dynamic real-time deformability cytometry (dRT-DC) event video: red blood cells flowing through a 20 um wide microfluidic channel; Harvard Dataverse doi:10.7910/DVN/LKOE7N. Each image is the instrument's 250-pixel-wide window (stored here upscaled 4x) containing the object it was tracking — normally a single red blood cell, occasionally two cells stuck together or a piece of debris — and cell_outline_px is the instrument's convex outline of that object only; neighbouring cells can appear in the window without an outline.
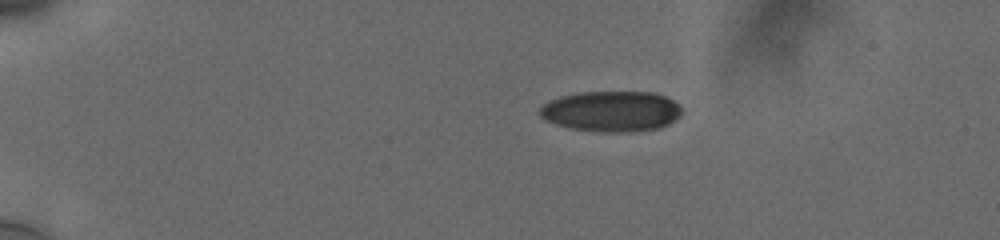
{"species": "human", "species_latin": "Homo sapiens", "temperature_condition": "cold", "stored_images_in_passage": 41, "camera_frame_rate_fps": 3000, "um_per_image_px": 0.085, "donor": {"sex": "male"}, "frame": {"image": 1, "passage_image": 1, "time_ms": 0.0, "image_size_px": [1000, 240], "cell_outline_px": [[680, 116], [668, 124], [660, 128], [636, 132], [600, 132], [568, 128], [544, 120], [536, 112], [544, 104], [560, 96], [576, 92], [652, 92], [664, 96], [680, 104]], "centroid_in_image_um": [51.94, 9.47], "position_along_channel_um": 33.1, "area_um2": 33.93}}
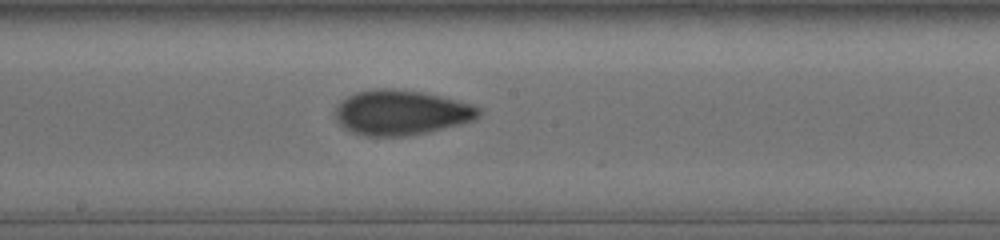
{"frame": {"image": 2, "passage_image": 20, "time_ms": 7.0, "image_size_px": [1000, 240], "cell_outline_px": [[480, 116], [472, 120], [460, 124], [428, 132], [408, 136], [364, 136], [352, 132], [344, 128], [336, 120], [336, 104], [348, 96], [356, 92], [376, 88], [392, 88], [424, 92], [472, 104], [480, 108]], "centroid_in_image_um": [34.08, 9.56], "position_along_channel_um": 214.1, "area_um2": 37.69}}
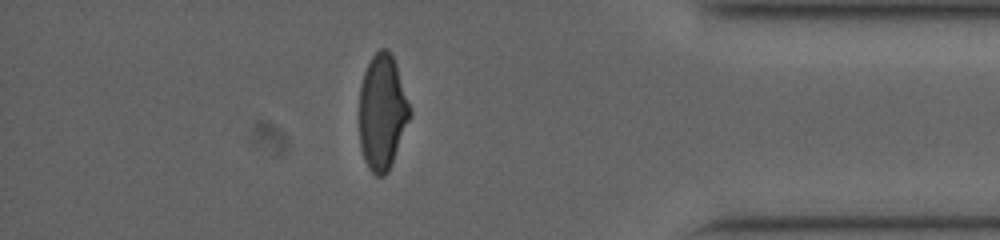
{"frame": {"image": 3, "passage_image": 36, "time_ms": 12.667, "image_size_px": [1000, 240], "cell_outline_px": [[412, 116], [388, 172], [384, 176], [376, 176], [368, 168], [364, 160], [360, 144], [360, 84], [364, 72], [372, 56], [380, 48], [388, 48], [396, 64], [412, 112]], "centroid_in_image_um": [32.5, 9.54], "position_along_channel_um": 402.7, "area_um2": 34.1}, "authors_computed_cell_mechanics": {"area_um2": 35.9516, "velocity_mm_per_s": 3.767, "shape_relaxation_time_tau1_ms": 4.7418, "shape_relaxation_time_tau2_ms": 1.3818, "deformation_change_tau1": 0.1595, "deformation_change_tau2": 0.0696}}